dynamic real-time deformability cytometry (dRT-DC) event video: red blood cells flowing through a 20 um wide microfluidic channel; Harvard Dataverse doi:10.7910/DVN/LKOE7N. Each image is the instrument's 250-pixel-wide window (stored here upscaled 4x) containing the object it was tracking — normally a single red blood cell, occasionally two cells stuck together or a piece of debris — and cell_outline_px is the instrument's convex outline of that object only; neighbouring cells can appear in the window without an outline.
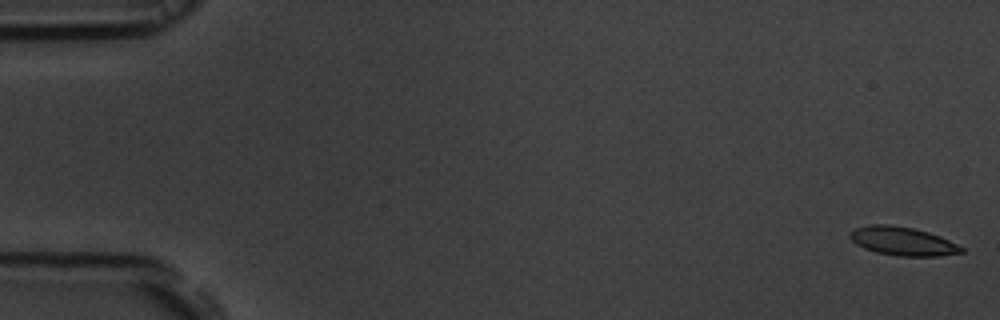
{"species": "common noctule bat (a hibernating species)", "species_latin": "Nyctalus noctula", "temperature_condition": "room temperature", "stored_images_in_passage": 53, "camera_frame_rate_fps": 3000, "um_per_image_px": 0.085, "animal": {"sex": "male", "body_mass_g": 19.5, "forearm_length_mm": 54.6}, "frame": {"image": 1, "passage_image": 1, "time_ms": 0.0, "image_size_px": [1000, 320], "cell_outline_px": [[964, 252], [940, 256], [896, 256], [876, 252], [864, 248], [856, 244], [848, 236], [856, 228], [868, 224], [888, 224], [912, 228], [928, 232], [940, 236], [964, 248]], "centroid_in_image_um": [76.72, 20.5], "position_along_channel_um": 8.3, "area_um2": 18.5}}
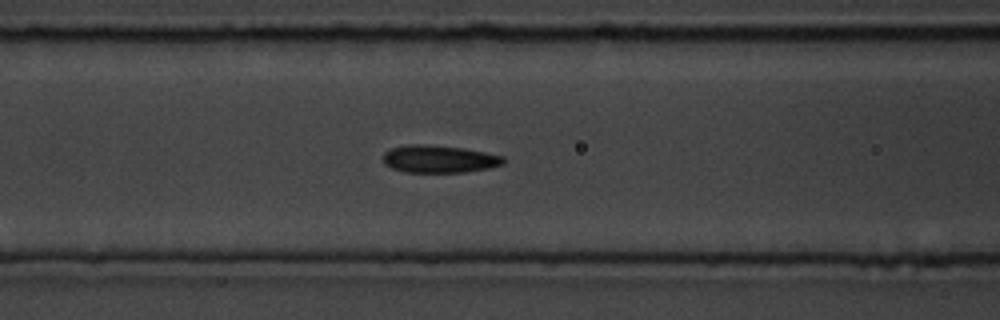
{"frame": {"image": 2, "passage_image": 22, "time_ms": 7.0, "image_size_px": [1000, 320], "cell_outline_px": [[504, 164], [488, 168], [464, 172], [404, 172], [392, 168], [384, 164], [384, 152], [392, 148], [408, 144], [424, 144], [464, 148], [504, 156]], "centroid_in_image_um": [37.32, 13.51], "position_along_channel_um": 129.3, "area_um2": 19.25}}
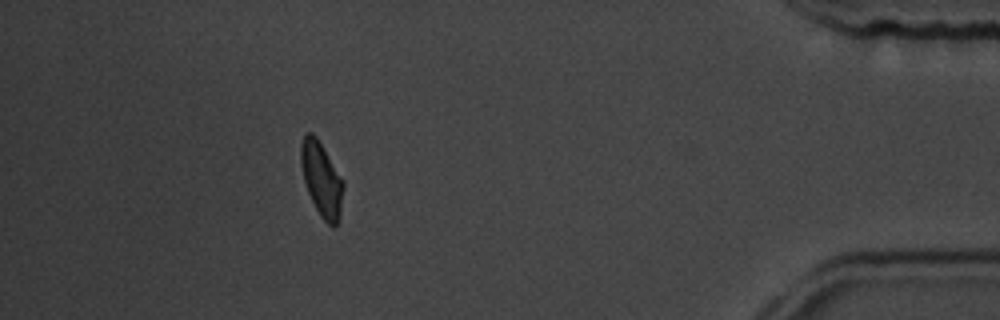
{"frame": {"image": 3, "passage_image": 48, "time_ms": 15.667, "image_size_px": [1000, 320], "cell_outline_px": [[344, 188], [340, 216], [336, 224], [332, 228], [320, 216], [308, 192], [304, 180], [300, 160], [300, 144], [304, 132], [312, 132], [316, 136], [344, 180]], "centroid_in_image_um": [27.33, 15.21], "position_along_channel_um": 407.9, "area_um2": 18.5}, "authors_computed_cell_mechanics": {"area_um2": 18.5538, "velocity_mm_per_s": 3.83, "shape_relaxation_time_tau1_ms": 2.8737, "shape_relaxation_time_tau2_ms": 1.553, "deformation_change_tau1": 0.1118, "deformation_change_tau2": 0.0759}}